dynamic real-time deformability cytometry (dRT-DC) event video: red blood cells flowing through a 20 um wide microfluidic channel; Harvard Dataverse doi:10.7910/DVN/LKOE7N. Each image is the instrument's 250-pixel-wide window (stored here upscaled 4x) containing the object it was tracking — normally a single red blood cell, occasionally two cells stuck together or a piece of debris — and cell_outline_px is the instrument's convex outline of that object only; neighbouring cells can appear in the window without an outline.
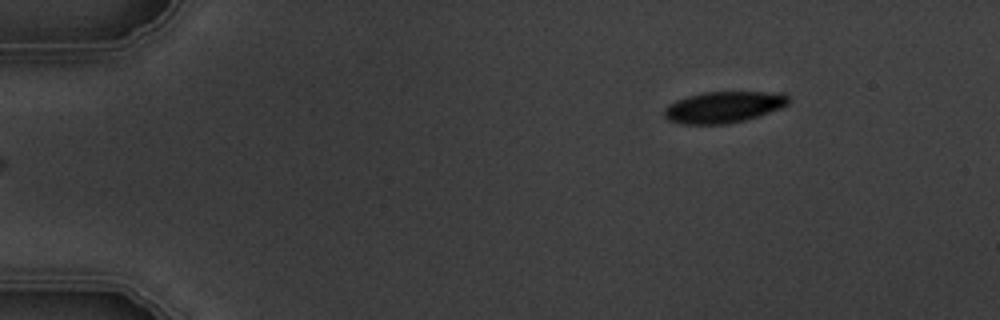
{"species": "common noctule bat (a hibernating species)", "species_latin": "Nyctalus noctula", "temperature_condition": "warm", "stored_images_in_passage": 6, "segment_of_instrument_passage": [2, 2], "camera_frame_rate_fps": 3000, "um_per_image_px": 0.085, "animal": {"sex": "male", "body_mass_g": 19.5, "forearm_length_mm": 54.6}, "frame": {"image": 1, "passage_image": 6, "time_ms": 5.667, "image_size_px": [1000, 320], "cell_outline_px": [[788, 104], [780, 108], [744, 120], [724, 124], [684, 124], [668, 120], [664, 116], [664, 108], [668, 104], [676, 100], [688, 96], [704, 92], [784, 92], [788, 96]], "centroid_in_image_um": [61.48, 9.09], "position_along_channel_um": 23.5, "area_um2": 22.54}}